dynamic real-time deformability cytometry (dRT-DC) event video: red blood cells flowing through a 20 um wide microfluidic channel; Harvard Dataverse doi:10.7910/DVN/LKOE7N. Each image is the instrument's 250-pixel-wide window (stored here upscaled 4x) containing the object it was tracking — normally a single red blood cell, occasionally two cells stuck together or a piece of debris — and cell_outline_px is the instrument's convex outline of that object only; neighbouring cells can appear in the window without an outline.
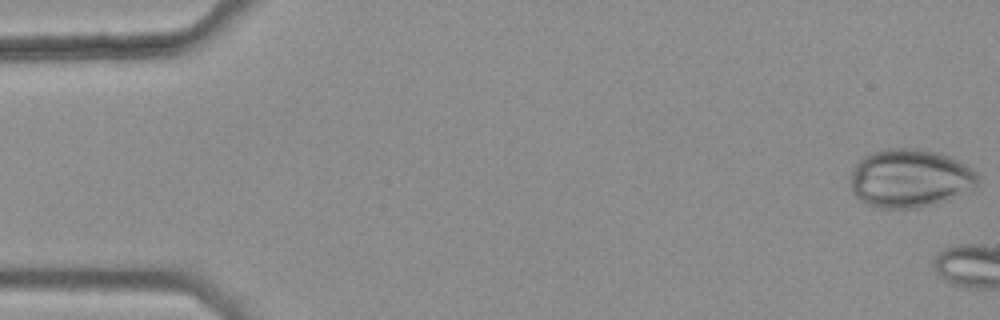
{"species": "common noctule bat (a hibernating species)", "species_latin": "Nyctalus noctula", "temperature_condition": "warm", "stored_images_in_passage": 5, "camera_frame_rate_fps": 3000, "um_per_image_px": 0.085, "animal": {"sex": "female", "body_mass_g": 25.1}, "frame": {"image": 1, "passage_image": 1, "time_ms": 0.0, "image_size_px": [1000, 320], "cell_outline_px": [[976, 184], [972, 188], [948, 200], [936, 204], [920, 208], [880, 208], [868, 204], [860, 200], [852, 192], [852, 172], [856, 164], [864, 156], [872, 152], [888, 148], [920, 148], [936, 152], [948, 156], [972, 168], [976, 172]], "centroid_in_image_um": [77.33, 15.16], "position_along_channel_um": 7.7, "area_um2": 43.06}}